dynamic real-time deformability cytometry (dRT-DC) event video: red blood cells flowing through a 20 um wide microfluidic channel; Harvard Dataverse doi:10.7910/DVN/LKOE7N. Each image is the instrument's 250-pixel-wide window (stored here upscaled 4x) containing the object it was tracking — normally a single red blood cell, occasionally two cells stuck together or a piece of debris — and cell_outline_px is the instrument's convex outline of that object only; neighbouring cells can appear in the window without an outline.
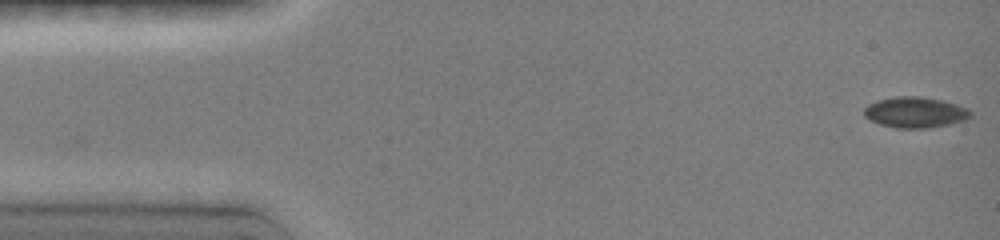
{"species": "common noctule bat (a hibernating species)", "species_latin": "Nyctalus noctula", "temperature_condition": "room temperature", "stored_images_in_passage": 36, "camera_frame_rate_fps": 3000, "um_per_image_px": 0.085, "animal": {"sex": "female", "body_mass_g": 19.0, "forearm_length_mm": 51.5}, "frame": {"image": 1, "passage_image": 1, "time_ms": 0.0, "image_size_px": [1000, 240], "cell_outline_px": [[972, 116], [964, 120], [948, 124], [928, 128], [896, 128], [880, 124], [868, 120], [864, 116], [864, 108], [868, 104], [876, 100], [896, 96], [920, 96], [940, 100], [956, 104], [968, 108], [972, 112]], "centroid_in_image_um": [77.76, 9.54], "position_along_channel_um": 7.2, "area_um2": 19.19}}
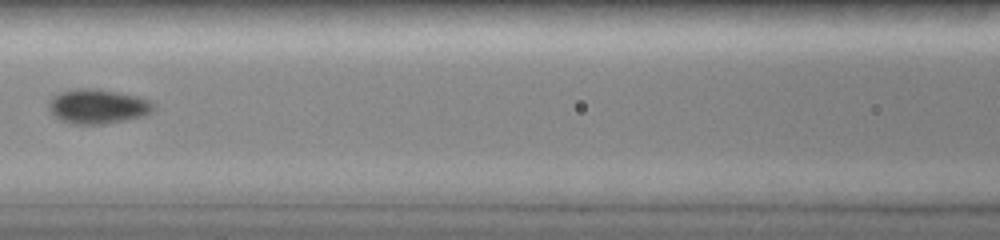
{"frame": {"image": 2, "passage_image": 19, "time_ms": 6.667, "image_size_px": [1000, 240], "cell_outline_px": [[152, 112], [144, 116], [104, 124], [72, 124], [60, 120], [52, 116], [48, 108], [48, 104], [52, 96], [64, 92], [80, 88], [88, 88], [116, 92], [136, 96], [148, 100], [152, 104]], "centroid_in_image_um": [8.25, 9.07], "position_along_channel_um": 158.3, "area_um2": 20.81}}
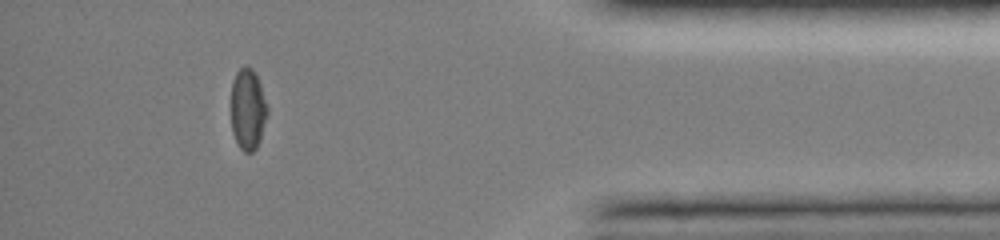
{"frame": {"image": 3, "passage_image": 33, "time_ms": 13.667, "image_size_px": [1000, 240], "cell_outline_px": [[268, 112], [260, 140], [256, 148], [252, 152], [244, 152], [240, 148], [232, 132], [232, 80], [236, 72], [244, 64], [252, 68], [260, 84], [268, 108]], "centroid_in_image_um": [21.07, 9.28], "position_along_channel_um": 414.1, "area_um2": 17.11}, "authors_computed_cell_mechanics": {"area_um2": 18.4382, "velocity_mm_per_s": 4.0579, "shape_relaxation_time_tau1_ms": 4.2619, "shape_relaxation_time_tau2_ms": 4.7447, "deformation_change_tau1": 0.1108, "deformation_change_tau2": 0.0513}}